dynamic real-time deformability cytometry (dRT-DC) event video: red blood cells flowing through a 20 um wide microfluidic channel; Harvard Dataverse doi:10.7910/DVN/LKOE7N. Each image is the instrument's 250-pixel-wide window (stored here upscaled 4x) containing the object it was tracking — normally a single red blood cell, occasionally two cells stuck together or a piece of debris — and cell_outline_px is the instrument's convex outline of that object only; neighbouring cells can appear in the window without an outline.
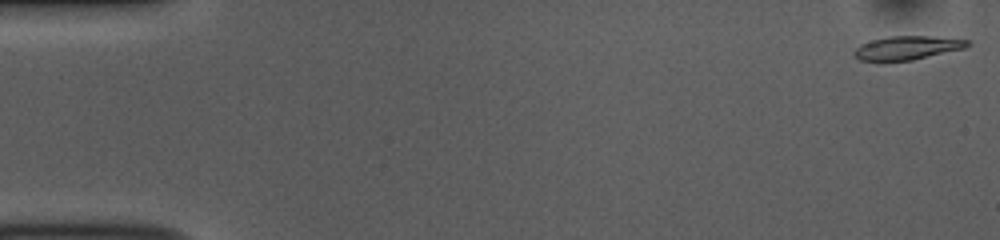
{"species": "common noctule bat (a hibernating species)", "species_latin": "Nyctalus noctula", "temperature_condition": "room temperature", "stored_images_in_passage": 52, "camera_frame_rate_fps": 3000, "um_per_image_px": 0.085, "animal": {"sex": "female", "body_mass_g": 10.0, "forearm_length_mm": 53.1}, "frame": {"image": 1, "passage_image": 1, "time_ms": 0.0, "image_size_px": [1000, 240], "cell_outline_px": [[972, 44], [964, 48], [912, 60], [860, 60], [852, 52], [860, 44], [872, 40], [888, 36], [928, 36], [968, 40]], "centroid_in_image_um": [77.11, 4.05], "position_along_channel_um": 7.9, "area_um2": 15.32}}
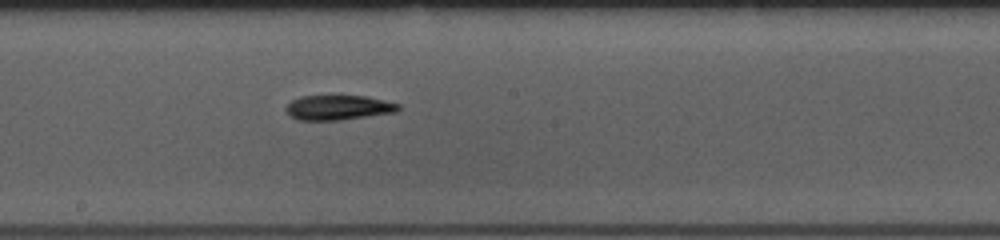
{"frame": {"image": 2, "passage_image": 28, "time_ms": 9.0, "image_size_px": [1000, 240], "cell_outline_px": [[400, 108], [396, 112], [340, 120], [296, 120], [288, 116], [284, 108], [292, 100], [300, 96], [368, 96], [400, 104]], "centroid_in_image_um": [28.72, 9.15], "position_along_channel_um": 219.5, "area_um2": 16.36}}
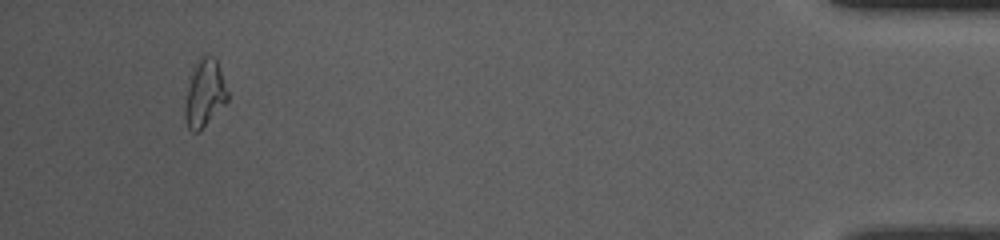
{"frame": {"image": 3, "passage_image": 49, "time_ms": 16.0, "image_size_px": [1000, 240], "cell_outline_px": [[228, 100], [200, 132], [192, 132], [188, 128], [184, 120], [184, 108], [188, 76], [192, 64], [204, 56], [216, 56], [228, 92]], "centroid_in_image_um": [17.35, 7.92], "position_along_channel_um": 417.8, "area_um2": 17.28}, "authors_computed_cell_mechanics": {"area_um2": 16.2996, "velocity_mm_per_s": 3.8474, "shape_relaxation_time_tau1_ms": 10.0591, "shape_relaxation_time_tau2_ms": null, "deformation_change_tau1": 0.213, "deformation_change_tau2": null}}